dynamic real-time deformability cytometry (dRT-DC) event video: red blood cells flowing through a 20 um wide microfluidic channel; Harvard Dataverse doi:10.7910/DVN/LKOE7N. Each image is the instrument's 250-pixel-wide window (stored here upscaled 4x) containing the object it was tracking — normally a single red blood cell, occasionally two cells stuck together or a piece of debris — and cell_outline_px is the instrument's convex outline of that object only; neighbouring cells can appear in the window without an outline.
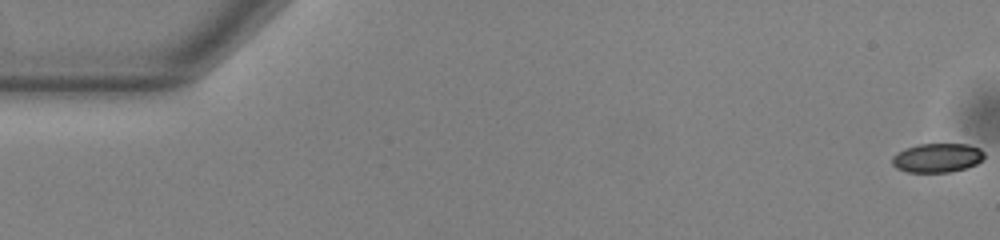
{"species": "common noctule bat (a hibernating species)", "species_latin": "Nyctalus noctula", "temperature_condition": "warm", "stored_images_in_passage": 55, "camera_frame_rate_fps": 3000, "um_per_image_px": 0.085, "animal": {"sex": "male", "body_mass_g": 13.0, "forearm_length_mm": 53.1}, "frame": {"image": 1, "passage_image": 1, "time_ms": 0.0, "image_size_px": [1000, 240], "cell_outline_px": [[984, 156], [976, 164], [952, 172], [908, 172], [896, 168], [892, 164], [892, 156], [896, 152], [904, 148], [920, 144], [968, 144], [980, 148], [984, 152]], "centroid_in_image_um": [79.63, 13.41], "position_along_channel_um": 5.4, "area_um2": 15.66}}
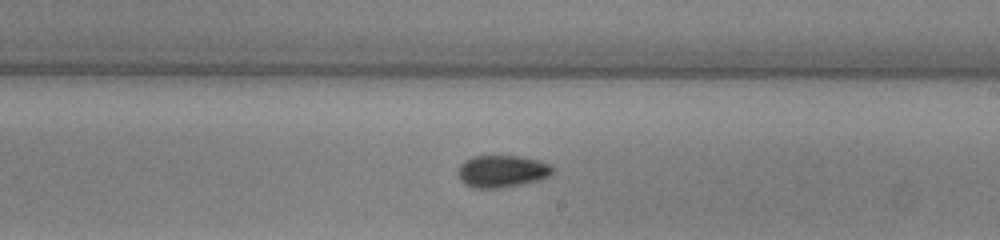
{"frame": {"image": 2, "passage_image": 32, "time_ms": 10.333, "image_size_px": [1000, 240], "cell_outline_px": [[552, 176], [540, 180], [500, 188], [476, 188], [464, 184], [460, 180], [456, 172], [460, 164], [464, 160], [472, 156], [520, 156], [540, 160], [548, 164], [552, 168]], "centroid_in_image_um": [42.64, 14.55], "position_along_channel_um": 246.4, "area_um2": 17.92}}
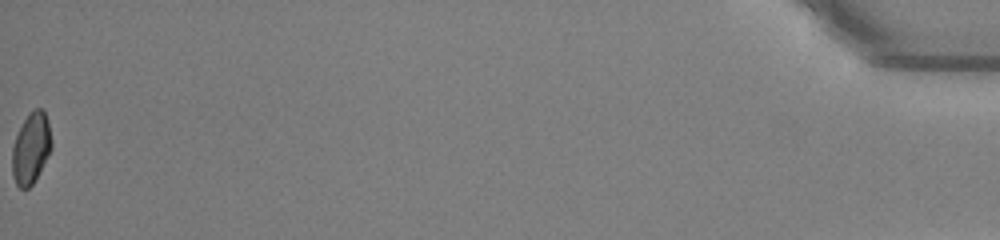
{"frame": {"image": 3, "passage_image": 55, "time_ms": 18.0, "image_size_px": [1000, 240], "cell_outline_px": [[52, 148], [32, 184], [28, 188], [20, 188], [16, 184], [12, 176], [12, 148], [16, 136], [24, 120], [36, 108], [40, 108], [44, 112], [48, 120], [52, 140]], "centroid_in_image_um": [2.63, 12.61], "position_along_channel_um": 432.6, "area_um2": 16.01}, "authors_computed_cell_mechanics": {"area_um2": 16.9354, "velocity_mm_per_s": 3.831, "shape_relaxation_time_tau1_ms": 3.9843, "shape_relaxation_time_tau2_ms": 3.0053, "deformation_change_tau1": 0.1, "deformation_change_tau2": 0.0613}}